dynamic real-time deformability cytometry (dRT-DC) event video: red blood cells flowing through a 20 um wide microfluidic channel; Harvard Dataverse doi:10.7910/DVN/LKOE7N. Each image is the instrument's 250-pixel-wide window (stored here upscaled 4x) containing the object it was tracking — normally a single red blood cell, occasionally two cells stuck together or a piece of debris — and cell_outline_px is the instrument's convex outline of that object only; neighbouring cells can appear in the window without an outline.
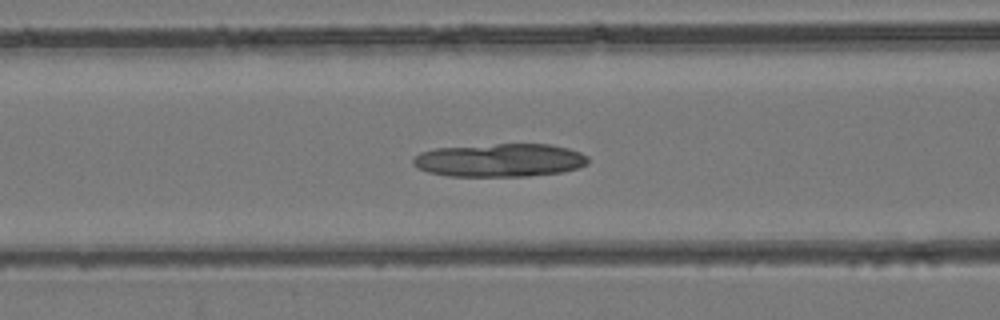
{"species": "common noctule bat (a hibernating species)", "species_latin": "Nyctalus noctula", "temperature_condition": "room temperature", "stored_images_in_passage": 47, "camera_frame_rate_fps": 3000, "um_per_image_px": 0.085, "animal": {"sex": "female", "body_mass_g": 24.6, "forearm_length_mm": 56.2}, "frame": {"image": 1, "passage_image": 20, "time_ms": 6.333, "image_size_px": [1000, 320], "cell_outline_px": [[588, 164], [564, 172], [528, 176], [448, 176], [428, 172], [416, 168], [412, 164], [412, 160], [420, 152], [436, 148], [496, 144], [548, 144], [568, 148], [580, 152], [588, 156]], "centroid_in_image_um": [42.48, 13.62], "position_along_channel_um": 124.1, "area_um2": 34.04}}
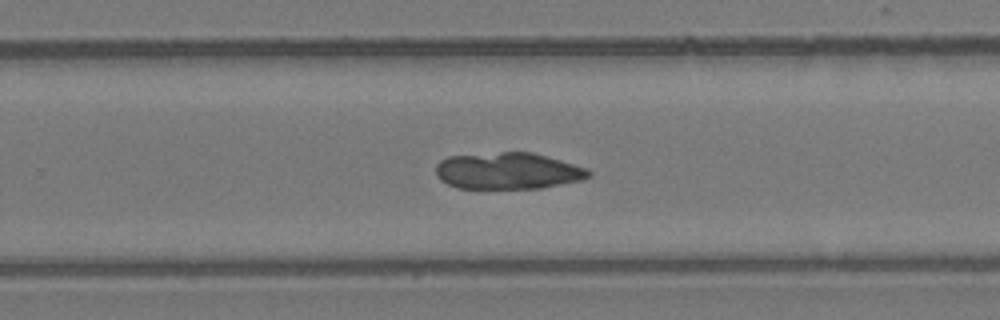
{"frame": {"image": 2, "passage_image": 31, "time_ms": 10.0, "image_size_px": [1000, 320], "cell_outline_px": [[592, 176], [580, 180], [540, 188], [456, 188], [440, 180], [436, 176], [436, 164], [440, 160], [448, 156], [500, 152], [532, 152], [588, 168], [592, 172]], "centroid_in_image_um": [43.15, 14.52], "position_along_channel_um": 286.6, "area_um2": 32.66}}
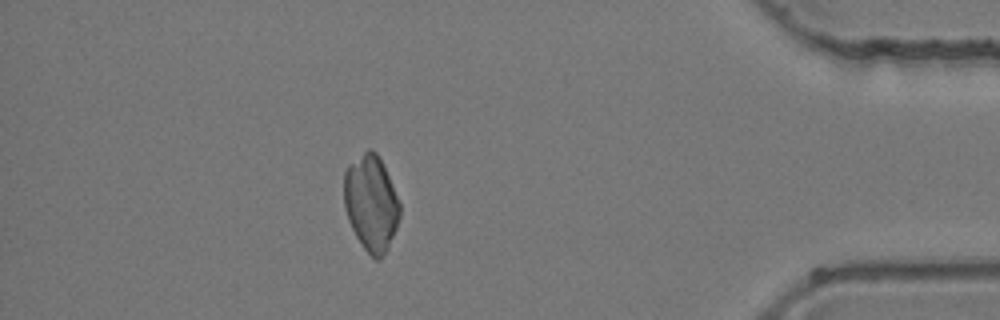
{"frame": {"image": 3, "passage_image": 42, "time_ms": 13.667, "image_size_px": [1000, 320], "cell_outline_px": [[400, 216], [396, 228], [388, 248], [380, 260], [376, 260], [364, 248], [356, 236], [348, 220], [344, 208], [344, 172], [348, 164], [368, 148], [372, 148], [376, 152], [388, 176], [400, 204]], "centroid_in_image_um": [31.52, 17.26], "position_along_channel_um": 403.7, "area_um2": 31.04}}